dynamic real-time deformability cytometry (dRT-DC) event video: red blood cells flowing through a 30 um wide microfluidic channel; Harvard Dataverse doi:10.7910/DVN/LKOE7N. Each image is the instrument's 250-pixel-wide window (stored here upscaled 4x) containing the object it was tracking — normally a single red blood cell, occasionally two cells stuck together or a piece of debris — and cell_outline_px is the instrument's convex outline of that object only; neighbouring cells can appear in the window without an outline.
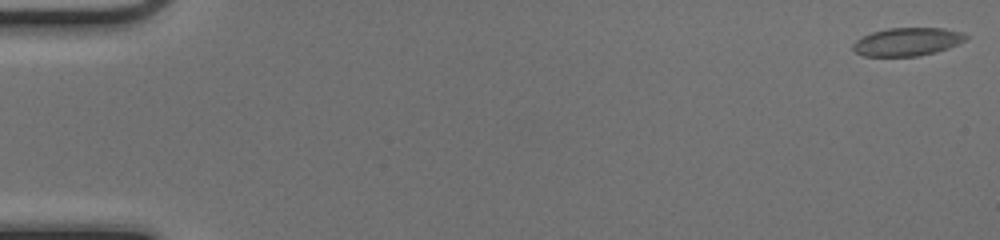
{"species": "common noctule bat (a hibernating species)", "species_latin": "Nyctalus noctula", "temperature_condition": "cold", "stored_images_in_passage": 51, "camera_frame_rate_fps": 3000, "um_per_image_px": 0.085, "animal": {"sex": "female", "body_mass_g": 17.0, "forearm_length_mm": 48.0}, "frame": {"image": 1, "passage_image": 1, "time_ms": 0.0, "image_size_px": [1000, 240], "cell_outline_px": [[968, 36], [964, 40], [948, 48], [936, 52], [916, 56], [864, 56], [856, 52], [852, 48], [852, 44], [856, 40], [872, 32], [888, 28], [944, 28], [964, 32]], "centroid_in_image_um": [77.12, 3.54], "position_along_channel_um": 7.9, "area_um2": 18.44}}
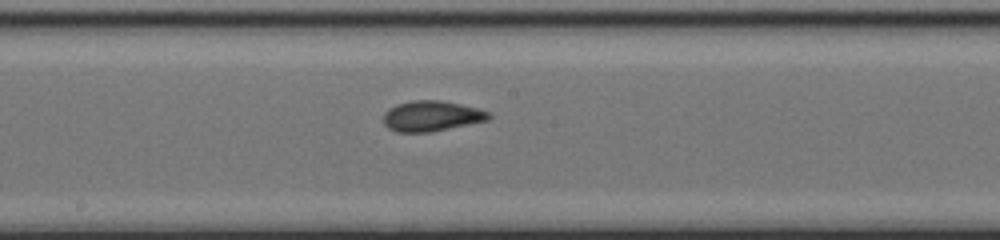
{"frame": {"image": 2, "passage_image": 28, "time_ms": 9.0, "image_size_px": [1000, 240], "cell_outline_px": [[492, 116], [488, 120], [432, 132], [396, 132], [388, 128], [384, 124], [384, 112], [388, 108], [396, 104], [412, 100], [440, 100], [460, 104], [476, 108], [488, 112]], "centroid_in_image_um": [36.65, 9.86], "position_along_channel_um": 211.6, "area_um2": 18.73}}
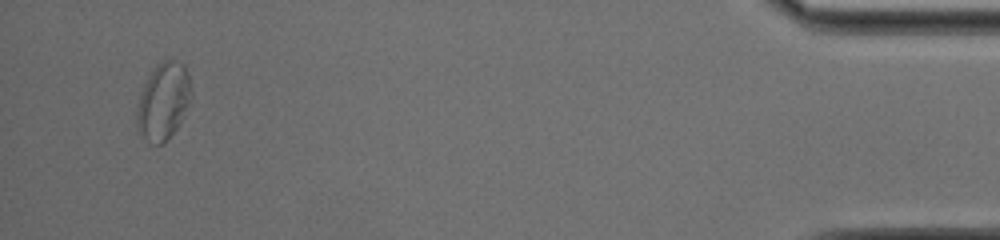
{"frame": {"image": 3, "passage_image": 49, "time_ms": 16.0, "image_size_px": [1000, 240], "cell_outline_px": [[192, 100], [180, 124], [168, 140], [160, 144], [152, 144], [140, 136], [136, 124], [136, 112], [140, 96], [144, 84], [148, 76], [156, 64], [164, 60], [172, 60], [184, 64], [188, 72], [192, 92]], "centroid_in_image_um": [13.9, 8.63], "position_along_channel_um": 421.3, "area_um2": 24.85}, "authors_computed_cell_mechanics": {"area_um2": 18.6116, "velocity_mm_per_s": 4.0987, "shape_relaxation_time_tau1_ms": 10.2544, "shape_relaxation_time_tau2_ms": 1.8291, "deformation_change_tau1": 0.186, "deformation_change_tau2": 0.0863}}